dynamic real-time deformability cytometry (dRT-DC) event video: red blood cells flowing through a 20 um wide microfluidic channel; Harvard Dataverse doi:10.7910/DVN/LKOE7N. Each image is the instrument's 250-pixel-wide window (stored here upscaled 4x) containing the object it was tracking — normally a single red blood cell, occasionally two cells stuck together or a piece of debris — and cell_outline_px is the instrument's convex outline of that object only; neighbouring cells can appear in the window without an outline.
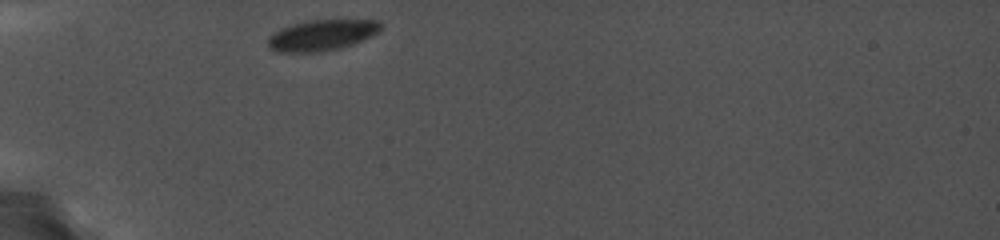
{"species": "common noctule bat (a hibernating species)", "species_latin": "Nyctalus noctula", "temperature_condition": "cold", "stored_images_in_passage": 56, "camera_frame_rate_fps": 5000, "um_per_image_px": 0.085, "animal": {"sex": "female", "body_mass_g": 19.0, "forearm_length_mm": 56.7}, "frame": {"image": 1, "passage_image": 1, "time_ms": 0.0, "image_size_px": [1000, 240], "cell_outline_px": [[384, 24], [372, 36], [352, 44], [340, 48], [324, 52], [276, 52], [268, 48], [268, 36], [280, 28], [292, 24], [308, 20], [380, 20]], "centroid_in_image_um": [27.33, 2.99], "position_along_channel_um": 57.7, "area_um2": 20.46}}
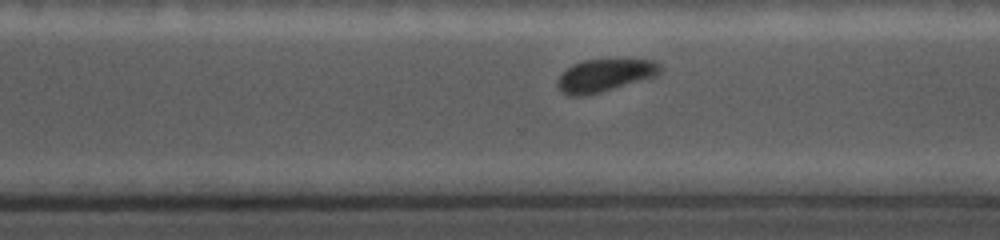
{"frame": {"image": 2, "passage_image": 39, "time_ms": 7.6, "image_size_px": [1000, 240], "cell_outline_px": [[660, 72], [656, 76], [600, 92], [584, 96], [572, 96], [560, 92], [556, 84], [556, 80], [572, 64], [584, 60], [652, 60], [660, 64]], "centroid_in_image_um": [51.36, 6.42], "position_along_channel_um": 319.2, "area_um2": 19.25}}
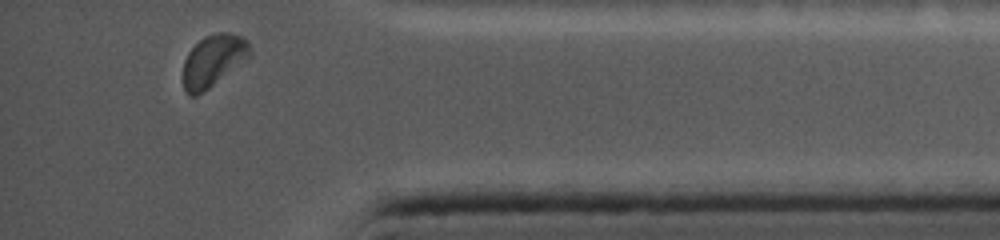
{"frame": {"image": 3, "passage_image": 53, "time_ms": 10.4, "image_size_px": [1000, 240], "cell_outline_px": [[252, 56], [248, 60], [208, 88], [196, 96], [188, 96], [184, 92], [184, 60], [188, 52], [204, 36], [216, 32], [228, 32], [240, 36], [248, 40], [252, 48]], "centroid_in_image_um": [18.17, 5.14], "position_along_channel_um": 417.0, "area_um2": 20.46}}